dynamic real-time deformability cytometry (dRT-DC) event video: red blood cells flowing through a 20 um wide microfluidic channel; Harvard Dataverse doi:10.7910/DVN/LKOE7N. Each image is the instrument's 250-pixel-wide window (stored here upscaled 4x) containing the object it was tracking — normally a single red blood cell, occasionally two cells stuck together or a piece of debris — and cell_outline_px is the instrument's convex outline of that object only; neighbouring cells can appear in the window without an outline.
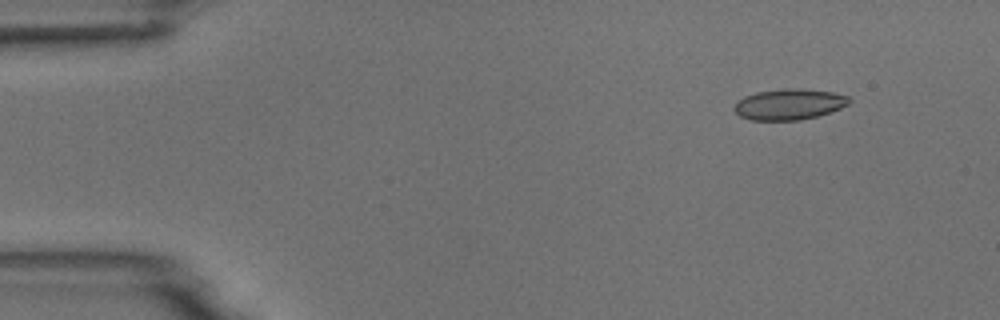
{"species": "common noctule bat (a hibernating species)", "species_latin": "Nyctalus noctula", "temperature_condition": "room temperature", "stored_images_in_passage": 4, "camera_frame_rate_fps": 3000, "um_per_image_px": 0.085, "animal": {"sex": "male", "body_mass_g": 18.8}, "frame": {"image": 1, "passage_image": 1, "time_ms": 0.0, "image_size_px": [1000, 320], "cell_outline_px": [[852, 100], [848, 104], [840, 108], [816, 116], [800, 120], [752, 120], [740, 116], [732, 108], [744, 96], [756, 92], [784, 88], [800, 88], [832, 92], [848, 96]], "centroid_in_image_um": [67.07, 8.85], "position_along_channel_um": 17.9, "area_um2": 20.58}}
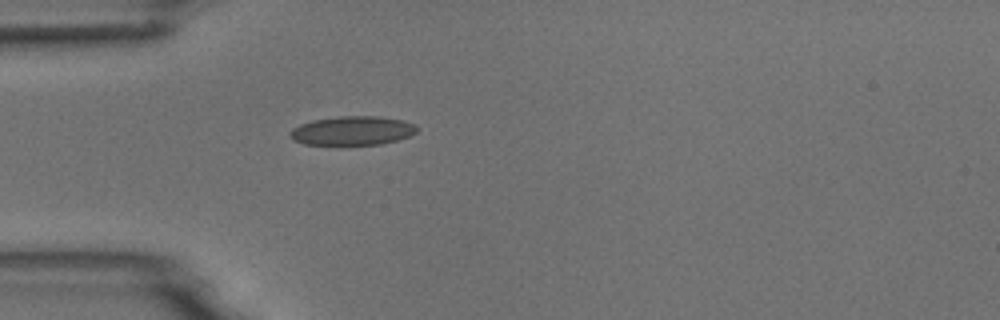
{"frame": {"image": 2, "passage_image": 4, "time_ms": 3.333, "image_size_px": [1000, 320], "cell_outline_px": [[416, 132], [408, 136], [396, 140], [380, 144], [304, 144], [292, 140], [288, 136], [288, 132], [292, 128], [300, 124], [312, 120], [340, 116], [376, 116], [404, 120], [416, 124]], "centroid_in_image_um": [29.91, 11.1], "position_along_channel_um": 55.1, "area_um2": 21.39}}